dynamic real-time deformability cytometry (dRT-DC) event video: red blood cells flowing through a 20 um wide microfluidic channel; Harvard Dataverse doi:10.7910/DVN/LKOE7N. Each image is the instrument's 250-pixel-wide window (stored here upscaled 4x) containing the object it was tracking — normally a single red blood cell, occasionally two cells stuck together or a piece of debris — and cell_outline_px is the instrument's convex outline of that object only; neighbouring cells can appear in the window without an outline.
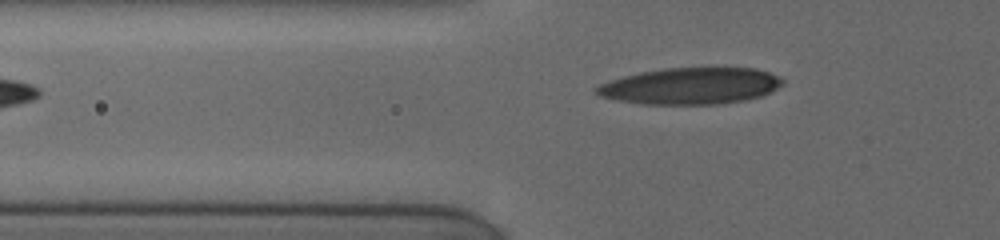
{"species": "human", "species_latin": "Homo sapiens", "temperature_condition": "cold", "stored_images_in_passage": 8, "camera_frame_rate_fps": 3000, "um_per_image_px": 0.085, "donor": {"sex": "female"}, "frame": {"image": 1, "passage_image": 8, "time_ms": 7.0, "image_size_px": [1000, 240], "cell_outline_px": [[784, 84], [760, 96], [744, 100], [716, 104], [644, 104], [620, 100], [600, 96], [592, 92], [592, 88], [608, 80], [640, 72], [664, 68], [724, 64], [756, 68], [780, 76], [784, 80]], "centroid_in_image_um": [58.73, 7.25], "position_along_channel_um": 67.1, "area_um2": 40.92}}